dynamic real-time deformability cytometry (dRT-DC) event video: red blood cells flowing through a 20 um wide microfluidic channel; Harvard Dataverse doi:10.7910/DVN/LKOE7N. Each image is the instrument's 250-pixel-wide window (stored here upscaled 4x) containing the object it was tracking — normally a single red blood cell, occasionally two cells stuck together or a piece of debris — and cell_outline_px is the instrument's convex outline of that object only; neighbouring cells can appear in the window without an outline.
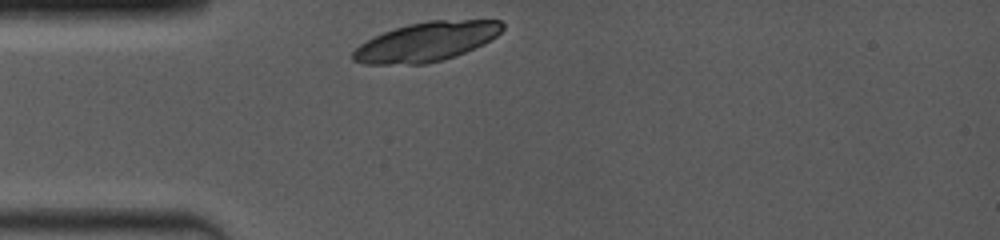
{"species": "common noctule bat (a hibernating species)", "species_latin": "Nyctalus noctula", "temperature_condition": "room temperature", "stored_images_in_passage": 1, "camera_frame_rate_fps": 4000, "um_per_image_px": 0.085, "animal": {"sex": "female", "body_mass_g": 19.0, "forearm_length_mm": 53.3}, "frame": {"image": 1, "passage_image": 1, "time_ms": 0.0, "image_size_px": [1000, 240], "cell_outline_px": [[504, 28], [496, 36], [484, 44], [464, 52], [440, 60], [424, 64], [364, 64], [352, 60], [352, 52], [360, 44], [372, 36], [408, 24], [428, 20], [500, 20], [504, 24]], "centroid_in_image_um": [36.22, 3.54], "position_along_channel_um": 48.8, "area_um2": 33.99}}